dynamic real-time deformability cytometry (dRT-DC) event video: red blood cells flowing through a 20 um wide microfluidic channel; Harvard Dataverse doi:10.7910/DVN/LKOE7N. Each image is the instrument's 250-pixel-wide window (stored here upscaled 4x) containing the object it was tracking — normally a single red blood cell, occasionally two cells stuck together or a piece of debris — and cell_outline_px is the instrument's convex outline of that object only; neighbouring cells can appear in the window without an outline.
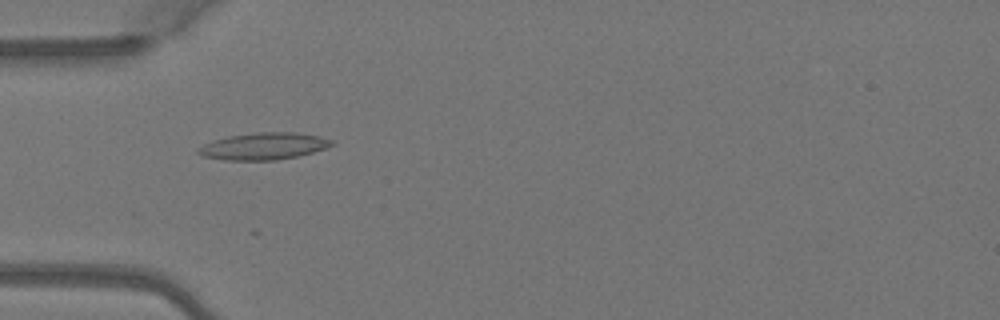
{"species": "Egyptian fruit bat (a non-hibernating species)", "species_latin": "Rousettus aegyptiacus", "temperature_condition": "warm", "stored_images_in_passage": 4, "camera_frame_rate_fps": 3000, "um_per_image_px": 0.085, "animal": {"sex": "female"}, "frame": {"image": 1, "passage_image": 2, "time_ms": 0.333, "image_size_px": [1000, 320], "cell_outline_px": [[336, 144], [312, 152], [296, 156], [276, 160], [224, 160], [204, 156], [196, 152], [196, 148], [204, 144], [228, 136], [256, 132], [292, 132], [320, 136], [332, 140]], "centroid_in_image_um": [22.41, 12.42], "position_along_channel_um": 62.6, "area_um2": 20.81}}
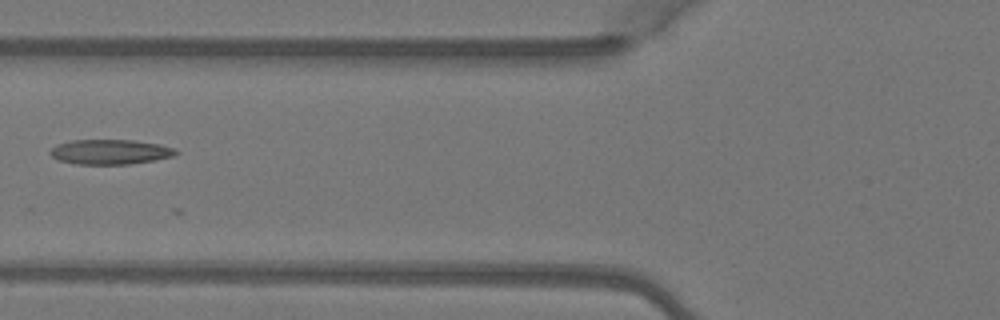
{"frame": {"image": 2, "passage_image": 3, "time_ms": 0.667, "image_size_px": [1000, 320], "cell_outline_px": [[180, 152], [176, 156], [156, 160], [128, 164], [76, 164], [60, 160], [52, 156], [48, 152], [56, 144], [72, 140], [132, 140], [160, 144], [172, 148]], "centroid_in_image_um": [9.39, 12.91], "position_along_channel_um": 116.4, "area_um2": 18.26}}